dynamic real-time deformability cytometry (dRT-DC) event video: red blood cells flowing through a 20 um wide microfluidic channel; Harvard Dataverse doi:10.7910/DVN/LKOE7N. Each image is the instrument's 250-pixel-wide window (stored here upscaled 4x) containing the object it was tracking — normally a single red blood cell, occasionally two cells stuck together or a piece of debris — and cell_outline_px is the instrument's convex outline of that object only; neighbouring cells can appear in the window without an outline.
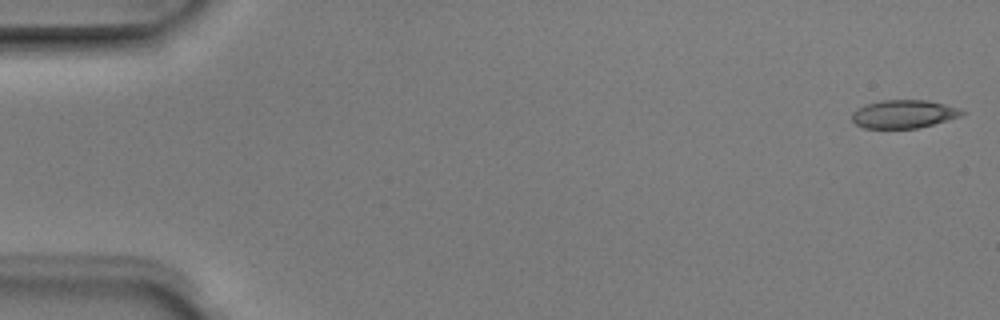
{"species": "Egyptian fruit bat (a non-hibernating species)", "species_latin": "Rousettus aegyptiacus", "temperature_condition": "room temperature", "stored_images_in_passage": 5, "camera_frame_rate_fps": 3000, "um_per_image_px": 0.085, "animal": {"sex": "male"}, "frame": {"image": 1, "passage_image": 1, "time_ms": 0.0, "image_size_px": [1000, 320], "cell_outline_px": [[964, 112], [960, 116], [948, 120], [916, 128], [864, 128], [856, 124], [852, 120], [852, 112], [856, 108], [880, 100], [928, 100], [960, 108]], "centroid_in_image_um": [76.79, 9.69], "position_along_channel_um": 8.2, "area_um2": 17.98}}